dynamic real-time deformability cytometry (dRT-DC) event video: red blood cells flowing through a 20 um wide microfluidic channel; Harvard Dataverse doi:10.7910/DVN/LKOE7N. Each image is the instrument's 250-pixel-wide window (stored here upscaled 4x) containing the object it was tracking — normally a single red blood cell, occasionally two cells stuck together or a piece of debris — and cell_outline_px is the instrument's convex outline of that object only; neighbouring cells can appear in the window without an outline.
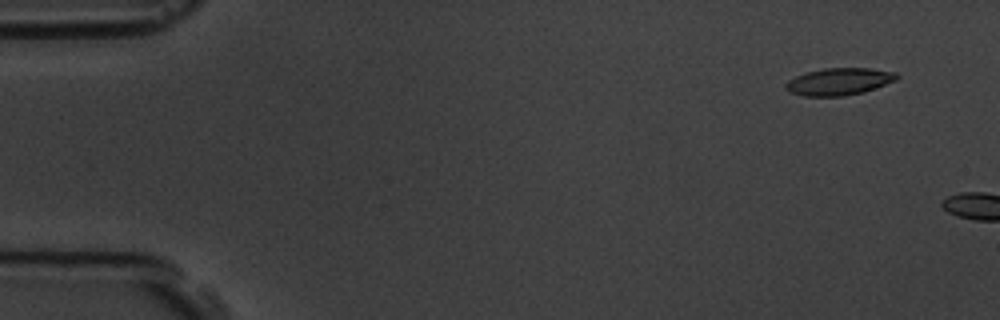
{"species": "common noctule bat (a hibernating species)", "species_latin": "Nyctalus noctula", "temperature_condition": "room temperature", "stored_images_in_passage": 2, "camera_frame_rate_fps": 3000, "um_per_image_px": 0.085, "animal": {"sex": "male", "body_mass_g": 19.5, "forearm_length_mm": 54.6}, "frame": {"image": 1, "passage_image": 1, "time_ms": 0.0, "image_size_px": [1000, 320], "cell_outline_px": [[900, 76], [896, 80], [864, 92], [844, 96], [804, 96], [788, 92], [784, 88], [784, 84], [788, 80], [796, 76], [808, 72], [824, 68], [868, 68], [896, 72]], "centroid_in_image_um": [71.3, 6.94], "position_along_channel_um": 13.7, "area_um2": 17.63}}